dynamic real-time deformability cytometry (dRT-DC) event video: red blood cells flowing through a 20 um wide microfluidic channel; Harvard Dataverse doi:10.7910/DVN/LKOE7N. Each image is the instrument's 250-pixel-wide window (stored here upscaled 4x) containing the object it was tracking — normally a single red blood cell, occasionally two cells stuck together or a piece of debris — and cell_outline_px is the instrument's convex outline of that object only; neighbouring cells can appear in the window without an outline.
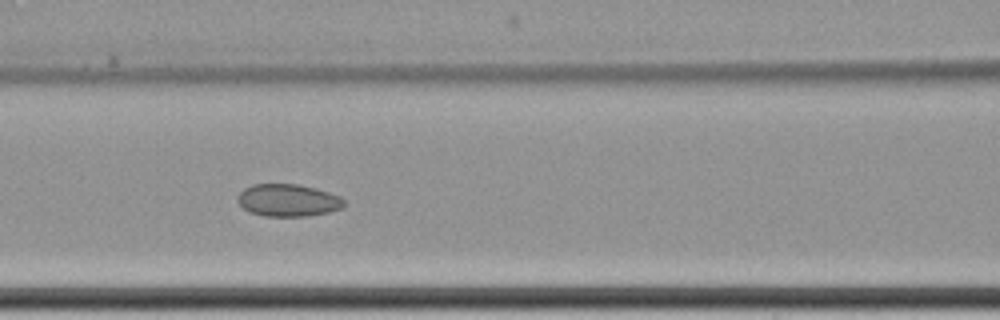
{"species": "common noctule bat (a hibernating species)", "species_latin": "Nyctalus noctula", "temperature_condition": "cold", "stored_images_in_passage": 7, "camera_frame_rate_fps": 3000, "um_per_image_px": 0.085, "animal": {"sex": "female", "body_mass_g": 22.7, "forearm_length_mm": 54.2}, "frame": {"image": 1, "passage_image": 6, "time_ms": 6.667, "image_size_px": [1000, 320], "cell_outline_px": [[344, 204], [340, 208], [328, 212], [308, 216], [264, 216], [248, 212], [236, 200], [236, 196], [244, 188], [252, 184], [300, 184], [316, 188], [340, 196], [344, 200]], "centroid_in_image_um": [24.44, 17.02], "position_along_channel_um": 142.2, "area_um2": 20.17}}
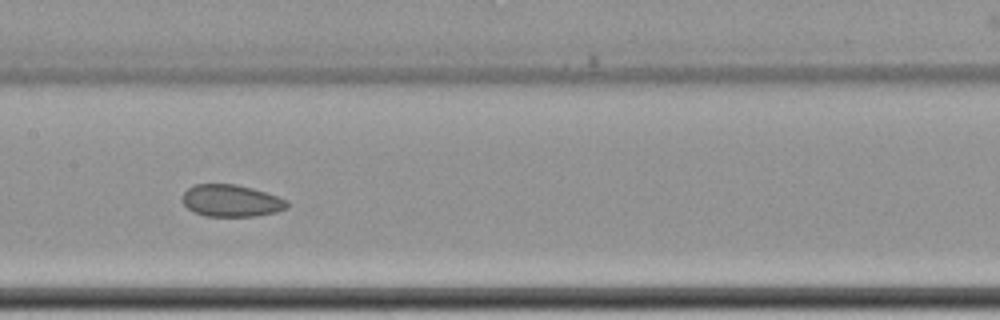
{"frame": {"image": 2, "passage_image": 7, "time_ms": 8.0, "image_size_px": [1000, 320], "cell_outline_px": [[288, 208], [276, 212], [256, 216], [204, 216], [188, 208], [184, 204], [184, 192], [188, 188], [196, 184], [236, 184], [252, 188], [288, 200]], "centroid_in_image_um": [19.68, 17.06], "position_along_channel_um": 187.7, "area_um2": 19.36}}